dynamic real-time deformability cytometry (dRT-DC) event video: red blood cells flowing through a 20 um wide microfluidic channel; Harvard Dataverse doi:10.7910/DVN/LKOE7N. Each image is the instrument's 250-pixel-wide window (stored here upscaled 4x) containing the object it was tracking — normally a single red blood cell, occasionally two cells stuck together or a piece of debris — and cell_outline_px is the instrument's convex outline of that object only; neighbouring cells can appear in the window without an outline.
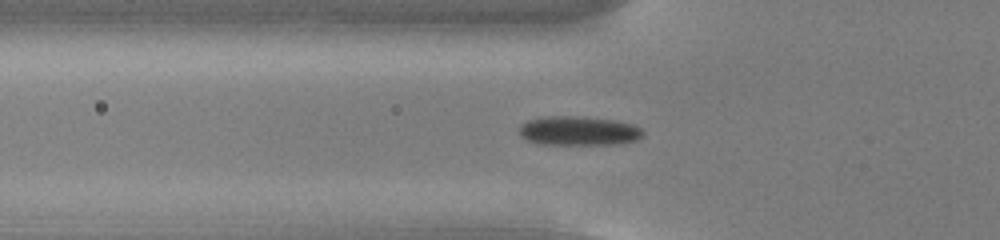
{"species": "common noctule bat (a hibernating species)", "species_latin": "Nyctalus noctula", "temperature_condition": "cold", "stored_images_in_passage": 56, "camera_frame_rate_fps": 3000, "um_per_image_px": 0.085, "animal": {"sex": "male", "body_mass_g": 13.0, "forearm_length_mm": 53.1}, "frame": {"image": 1, "passage_image": 20, "time_ms": 6.333, "image_size_px": [1000, 240], "cell_outline_px": [[644, 132], [636, 140], [616, 144], [540, 144], [528, 140], [520, 136], [520, 124], [528, 120], [544, 116], [584, 116], [612, 120], [636, 124]], "centroid_in_image_um": [49.17, 11.11], "position_along_channel_um": 76.6, "area_um2": 21.1}}
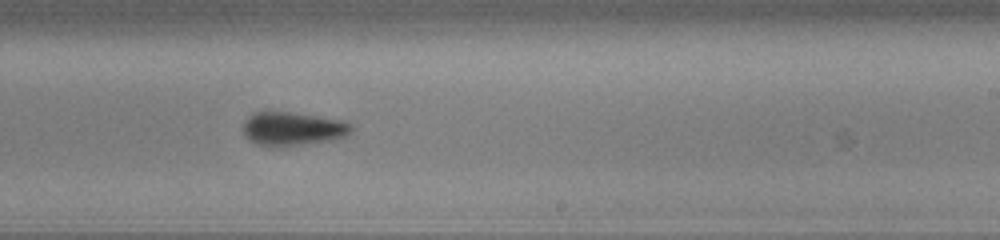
{"frame": {"image": 2, "passage_image": 35, "time_ms": 11.333, "image_size_px": [1000, 240], "cell_outline_px": [[352, 132], [336, 140], [280, 148], [256, 144], [248, 140], [244, 136], [244, 120], [252, 112], [264, 108], [292, 112], [344, 120], [352, 124]], "centroid_in_image_um": [24.84, 10.92], "position_along_channel_um": 264.2, "area_um2": 22.37}}
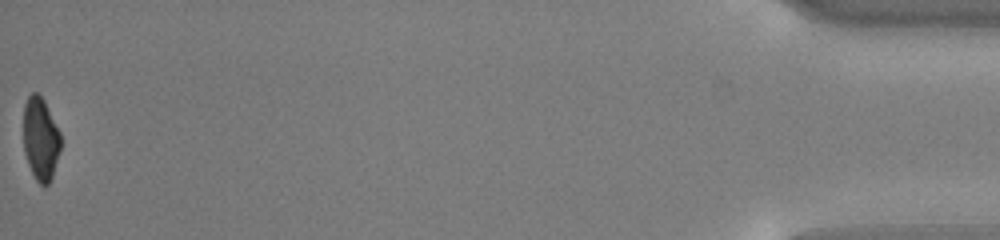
{"frame": {"image": 3, "passage_image": 56, "time_ms": 18.333, "image_size_px": [1000, 240], "cell_outline_px": [[60, 148], [52, 176], [48, 184], [44, 188], [36, 180], [28, 164], [24, 152], [24, 104], [28, 96], [32, 92], [36, 92], [44, 100], [60, 132]], "centroid_in_image_um": [3.44, 11.8], "position_along_channel_um": 431.8, "area_um2": 17.86}, "authors_computed_cell_mechanics": {"area_um2": 20.4323, "velocity_mm_per_s": 3.7533, "shape_relaxation_time_tau1_ms": 3.0833, "shape_relaxation_time_tau2_ms": null, "deformation_change_tau1": 0.1061, "deformation_change_tau2": null}}